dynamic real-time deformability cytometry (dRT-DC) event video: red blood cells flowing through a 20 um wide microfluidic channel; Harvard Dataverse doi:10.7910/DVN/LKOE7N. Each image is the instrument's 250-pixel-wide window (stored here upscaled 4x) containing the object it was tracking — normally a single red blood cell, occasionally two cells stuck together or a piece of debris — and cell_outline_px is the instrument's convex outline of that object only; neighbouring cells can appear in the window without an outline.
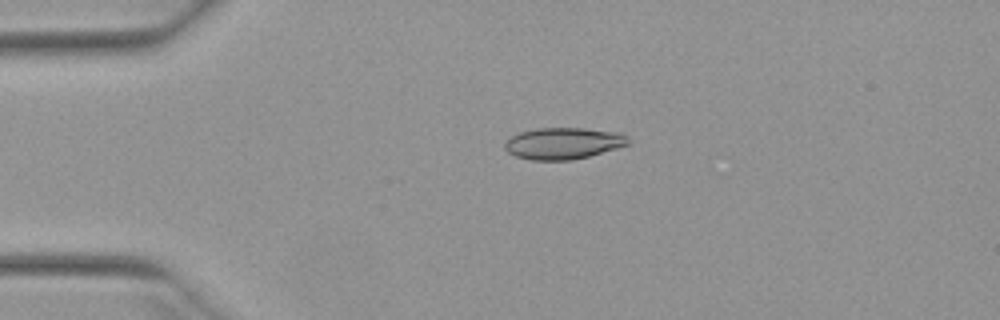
{"species": "Egyptian fruit bat (a non-hibernating species)", "species_latin": "Rousettus aegyptiacus", "temperature_condition": "warm", "stored_images_in_passage": 21, "camera_frame_rate_fps": 3000, "um_per_image_px": 0.085, "animal": {"sex": "female"}, "frame": {"image": 1, "passage_image": 7, "time_ms": 2.0, "image_size_px": [1000, 320], "cell_outline_px": [[628, 144], [616, 148], [588, 156], [572, 160], [532, 160], [516, 156], [508, 152], [504, 148], [504, 140], [520, 132], [536, 128], [584, 128], [620, 132], [628, 136]], "centroid_in_image_um": [47.85, 12.17], "position_along_channel_um": 37.1, "area_um2": 22.72}}
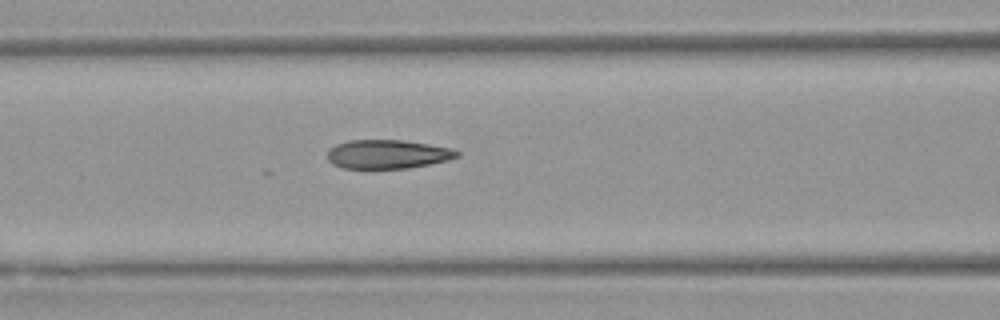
{"frame": {"image": 2, "passage_image": 17, "time_ms": 5.333, "image_size_px": [1000, 320], "cell_outline_px": [[460, 156], [448, 160], [408, 168], [340, 168], [332, 164], [328, 160], [328, 152], [336, 144], [348, 140], [404, 140], [452, 148], [460, 152]], "centroid_in_image_um": [32.95, 13.1], "position_along_channel_um": 133.6, "area_um2": 21.79}}
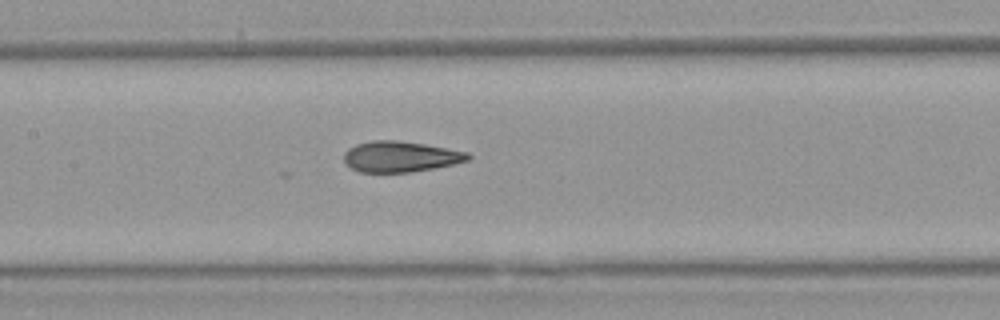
{"frame": {"image": 3, "passage_image": 20, "time_ms": 6.333, "image_size_px": [1000, 320], "cell_outline_px": [[472, 156], [468, 160], [452, 164], [432, 168], [408, 172], [360, 172], [352, 168], [344, 160], [344, 152], [348, 148], [356, 144], [372, 140], [396, 140], [424, 144], [468, 152]], "centroid_in_image_um": [34.01, 13.3], "position_along_channel_um": 173.4, "area_um2": 22.02}}